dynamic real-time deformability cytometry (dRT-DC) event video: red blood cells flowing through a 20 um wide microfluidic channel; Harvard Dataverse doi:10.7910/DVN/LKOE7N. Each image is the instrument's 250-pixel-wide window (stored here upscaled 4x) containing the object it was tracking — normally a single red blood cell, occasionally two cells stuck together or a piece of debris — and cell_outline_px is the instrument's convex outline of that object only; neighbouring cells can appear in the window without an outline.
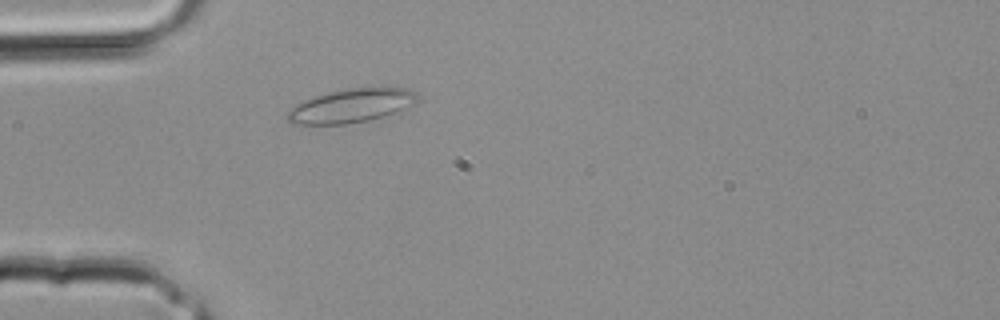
{"species": "common noctule bat (a hibernating species)", "species_latin": "Nyctalus noctula", "temperature_condition": "room temperature", "stored_images_in_passage": 1, "camera_frame_rate_fps": 3000, "um_per_image_px": 0.085, "animal": {"sex": "male", "body_mass_g": 20.4}, "frame": {"image": 1, "passage_image": 1, "time_ms": 0.0, "image_size_px": [1000, 320], "cell_outline_px": [[416, 104], [384, 116], [368, 120], [348, 124], [288, 124], [288, 112], [296, 104], [312, 96], [328, 92], [348, 88], [384, 84], [404, 88], [416, 92]], "centroid_in_image_um": [29.9, 8.94], "position_along_channel_um": 55.1, "area_um2": 26.18}}